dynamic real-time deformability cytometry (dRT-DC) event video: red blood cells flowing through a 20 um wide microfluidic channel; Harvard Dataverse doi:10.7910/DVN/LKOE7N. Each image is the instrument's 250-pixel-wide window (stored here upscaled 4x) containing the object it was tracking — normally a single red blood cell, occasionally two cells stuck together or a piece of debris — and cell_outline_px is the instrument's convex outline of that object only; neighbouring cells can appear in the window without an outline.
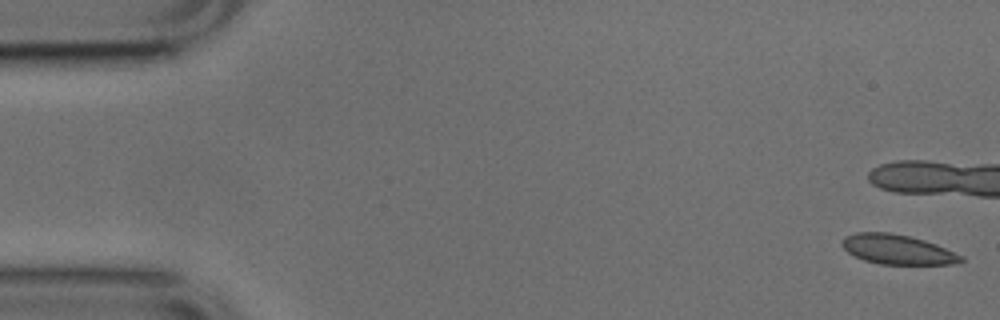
{"species": "common noctule bat (a hibernating species)", "species_latin": "Nyctalus noctula", "temperature_condition": "cold", "stored_images_in_passage": 10, "camera_frame_rate_fps": 3000, "um_per_image_px": 0.085, "animal": {"sex": "male", "body_mass_g": 17.9, "forearm_length_mm": 54.2}, "frame": {"image": 1, "passage_image": 1, "time_ms": 0.0, "image_size_px": [1000, 320], "cell_outline_px": [[964, 260], [960, 264], [880, 264], [864, 260], [848, 252], [840, 244], [844, 236], [856, 232], [888, 232], [908, 236], [924, 240], [936, 244], [964, 256]], "centroid_in_image_um": [76.3, 21.2], "position_along_channel_um": 8.7, "area_um2": 20.63}}